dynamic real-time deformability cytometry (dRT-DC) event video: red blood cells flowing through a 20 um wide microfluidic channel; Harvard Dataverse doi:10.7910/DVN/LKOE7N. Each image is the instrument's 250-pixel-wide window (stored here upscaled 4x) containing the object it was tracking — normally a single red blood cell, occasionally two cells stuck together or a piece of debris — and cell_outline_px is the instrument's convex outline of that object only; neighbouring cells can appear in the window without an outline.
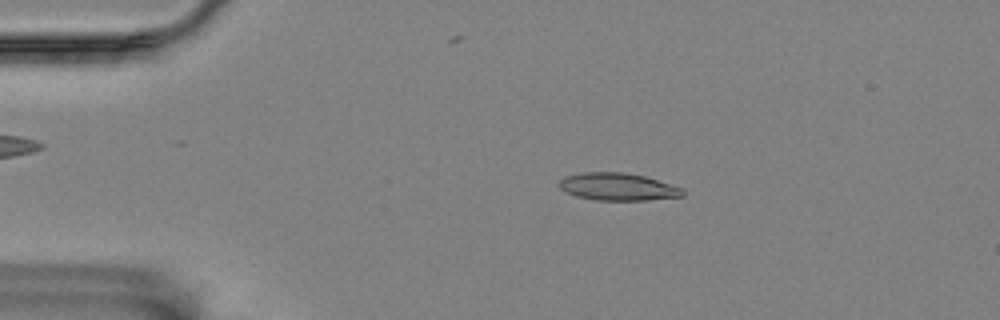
{"species": "Egyptian fruit bat (a non-hibernating species)", "species_latin": "Rousettus aegyptiacus", "temperature_condition": "room temperature", "stored_images_in_passage": 42, "camera_frame_rate_fps": 3000, "um_per_image_px": 0.085, "animal": {"sex": "female"}, "frame": {"image": 1, "passage_image": 10, "time_ms": 3.0, "image_size_px": [1000, 320], "cell_outline_px": [[684, 196], [648, 200], [596, 200], [576, 196], [560, 188], [556, 184], [564, 176], [584, 172], [624, 172], [644, 176], [684, 188]], "centroid_in_image_um": [52.51, 15.87], "position_along_channel_um": 32.5, "area_um2": 19.83}}
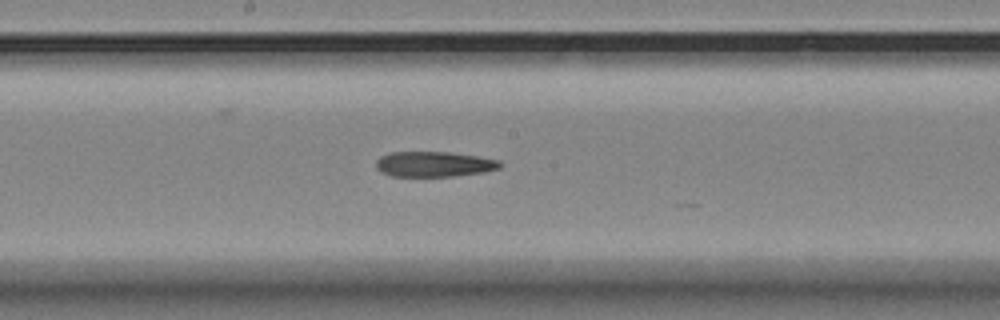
{"frame": {"image": 2, "passage_image": 29, "time_ms": 9.333, "image_size_px": [1000, 320], "cell_outline_px": [[504, 164], [500, 168], [484, 172], [452, 176], [392, 176], [380, 172], [376, 168], [376, 160], [380, 156], [392, 152], [448, 152], [476, 156], [500, 160]], "centroid_in_image_um": [36.89, 13.95], "position_along_channel_um": 211.3, "area_um2": 18.32}}
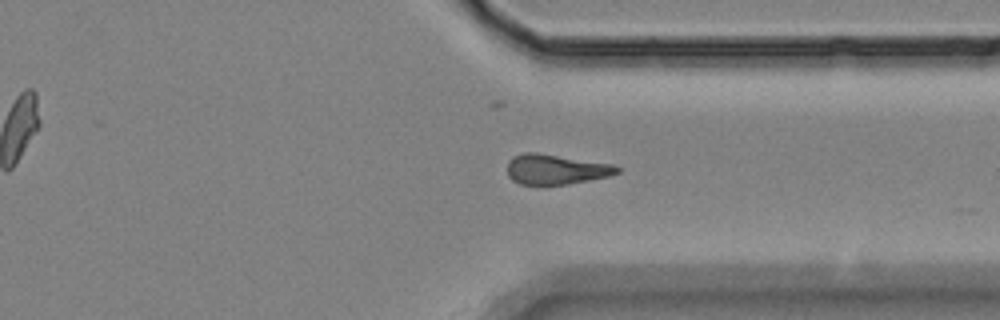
{"frame": {"image": 3, "passage_image": 42, "time_ms": 13.667, "image_size_px": [1000, 320], "cell_outline_px": [[620, 172], [608, 176], [568, 184], [544, 188], [520, 184], [512, 180], [508, 176], [508, 160], [512, 156], [524, 152], [536, 152], [612, 164], [620, 168]], "centroid_in_image_um": [47.18, 14.43], "position_along_channel_um": 364.2, "area_um2": 19.83}}